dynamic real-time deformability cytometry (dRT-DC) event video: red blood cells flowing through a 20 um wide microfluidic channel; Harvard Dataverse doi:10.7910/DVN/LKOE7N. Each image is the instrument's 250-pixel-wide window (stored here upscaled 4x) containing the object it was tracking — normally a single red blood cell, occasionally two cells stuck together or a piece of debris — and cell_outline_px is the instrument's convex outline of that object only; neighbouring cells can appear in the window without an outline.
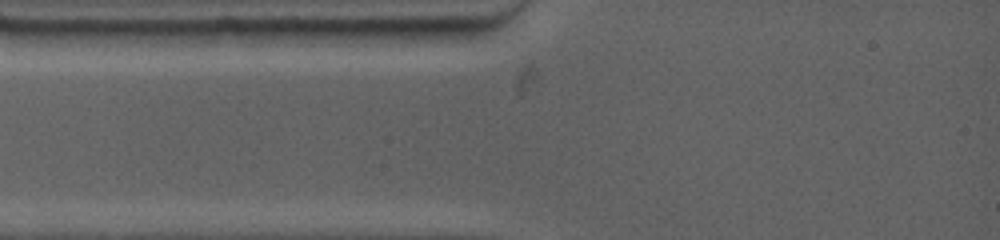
{"species": "common noctule bat (a hibernating species)", "species_latin": "Nyctalus noctula", "temperature_condition": "warm", "stored_images_in_passage": 1, "camera_frame_rate_fps": 4500, "um_per_image_px": 0.085, "animal": {"sex": "female", "body_mass_g": 19.0, "forearm_length_mm": 53.3}, "frame": {"image": 1, "passage_image": 1, "time_ms": 0.0, "image_size_px": [1000, 240], "cell_outline_px": [[332, 32], [324, 44], [216, 48], [204, 48], [200, 44], [192, 32], [216, 28], [332, 28]], "centroid_in_image_um": [22.19, 3.15], "position_along_channel_um": 62.8, "area_um2": 17.11}}